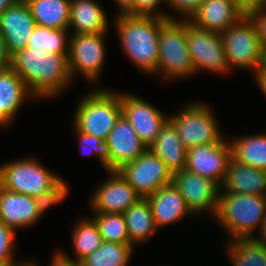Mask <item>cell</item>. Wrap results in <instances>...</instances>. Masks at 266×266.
<instances>
[{"instance_id": "obj_6", "label": "cell", "mask_w": 266, "mask_h": 266, "mask_svg": "<svg viewBox=\"0 0 266 266\" xmlns=\"http://www.w3.org/2000/svg\"><path fill=\"white\" fill-rule=\"evenodd\" d=\"M229 71L246 70L253 74L265 62L263 50L255 22L244 16L220 34ZM235 69V70H233Z\"/></svg>"}, {"instance_id": "obj_2", "label": "cell", "mask_w": 266, "mask_h": 266, "mask_svg": "<svg viewBox=\"0 0 266 266\" xmlns=\"http://www.w3.org/2000/svg\"><path fill=\"white\" fill-rule=\"evenodd\" d=\"M113 17L124 56L137 69L152 76L159 59L160 28L167 19L129 14H115Z\"/></svg>"}, {"instance_id": "obj_8", "label": "cell", "mask_w": 266, "mask_h": 266, "mask_svg": "<svg viewBox=\"0 0 266 266\" xmlns=\"http://www.w3.org/2000/svg\"><path fill=\"white\" fill-rule=\"evenodd\" d=\"M61 179V176L31 156L0 165V186L33 198L52 189Z\"/></svg>"}, {"instance_id": "obj_22", "label": "cell", "mask_w": 266, "mask_h": 266, "mask_svg": "<svg viewBox=\"0 0 266 266\" xmlns=\"http://www.w3.org/2000/svg\"><path fill=\"white\" fill-rule=\"evenodd\" d=\"M29 98L35 99L18 73L12 68L0 71V119L8 127Z\"/></svg>"}, {"instance_id": "obj_21", "label": "cell", "mask_w": 266, "mask_h": 266, "mask_svg": "<svg viewBox=\"0 0 266 266\" xmlns=\"http://www.w3.org/2000/svg\"><path fill=\"white\" fill-rule=\"evenodd\" d=\"M109 26V17L99 1L71 0L68 27L70 34L108 33Z\"/></svg>"}, {"instance_id": "obj_42", "label": "cell", "mask_w": 266, "mask_h": 266, "mask_svg": "<svg viewBox=\"0 0 266 266\" xmlns=\"http://www.w3.org/2000/svg\"><path fill=\"white\" fill-rule=\"evenodd\" d=\"M253 76L259 89L263 92L262 94L266 97V64L259 65L253 73Z\"/></svg>"}, {"instance_id": "obj_19", "label": "cell", "mask_w": 266, "mask_h": 266, "mask_svg": "<svg viewBox=\"0 0 266 266\" xmlns=\"http://www.w3.org/2000/svg\"><path fill=\"white\" fill-rule=\"evenodd\" d=\"M33 197L14 193L0 186V221L15 231L40 222Z\"/></svg>"}, {"instance_id": "obj_11", "label": "cell", "mask_w": 266, "mask_h": 266, "mask_svg": "<svg viewBox=\"0 0 266 266\" xmlns=\"http://www.w3.org/2000/svg\"><path fill=\"white\" fill-rule=\"evenodd\" d=\"M118 171L142 198L172 183V173L166 164L148 148L136 160L126 163Z\"/></svg>"}, {"instance_id": "obj_25", "label": "cell", "mask_w": 266, "mask_h": 266, "mask_svg": "<svg viewBox=\"0 0 266 266\" xmlns=\"http://www.w3.org/2000/svg\"><path fill=\"white\" fill-rule=\"evenodd\" d=\"M130 242L136 247L145 244L157 232L150 203L146 198L139 199L124 213Z\"/></svg>"}, {"instance_id": "obj_27", "label": "cell", "mask_w": 266, "mask_h": 266, "mask_svg": "<svg viewBox=\"0 0 266 266\" xmlns=\"http://www.w3.org/2000/svg\"><path fill=\"white\" fill-rule=\"evenodd\" d=\"M36 25L51 29H68L71 0H25Z\"/></svg>"}, {"instance_id": "obj_32", "label": "cell", "mask_w": 266, "mask_h": 266, "mask_svg": "<svg viewBox=\"0 0 266 266\" xmlns=\"http://www.w3.org/2000/svg\"><path fill=\"white\" fill-rule=\"evenodd\" d=\"M102 236L103 241L112 243H131L123 214L93 213L91 217Z\"/></svg>"}, {"instance_id": "obj_20", "label": "cell", "mask_w": 266, "mask_h": 266, "mask_svg": "<svg viewBox=\"0 0 266 266\" xmlns=\"http://www.w3.org/2000/svg\"><path fill=\"white\" fill-rule=\"evenodd\" d=\"M146 199L150 203L158 230L167 225H174L185 217H193L186 207L179 189L173 183L161 187L154 194L147 196Z\"/></svg>"}, {"instance_id": "obj_18", "label": "cell", "mask_w": 266, "mask_h": 266, "mask_svg": "<svg viewBox=\"0 0 266 266\" xmlns=\"http://www.w3.org/2000/svg\"><path fill=\"white\" fill-rule=\"evenodd\" d=\"M244 16L235 0H203L189 22L200 29L221 34Z\"/></svg>"}, {"instance_id": "obj_45", "label": "cell", "mask_w": 266, "mask_h": 266, "mask_svg": "<svg viewBox=\"0 0 266 266\" xmlns=\"http://www.w3.org/2000/svg\"><path fill=\"white\" fill-rule=\"evenodd\" d=\"M19 0H0V14Z\"/></svg>"}, {"instance_id": "obj_48", "label": "cell", "mask_w": 266, "mask_h": 266, "mask_svg": "<svg viewBox=\"0 0 266 266\" xmlns=\"http://www.w3.org/2000/svg\"><path fill=\"white\" fill-rule=\"evenodd\" d=\"M1 127L4 129V127L7 128L8 126L0 119V128Z\"/></svg>"}, {"instance_id": "obj_28", "label": "cell", "mask_w": 266, "mask_h": 266, "mask_svg": "<svg viewBox=\"0 0 266 266\" xmlns=\"http://www.w3.org/2000/svg\"><path fill=\"white\" fill-rule=\"evenodd\" d=\"M77 222V223H76ZM74 222L75 226L72 227L71 240L72 247L75 255L71 256L59 249L66 257L75 261L81 262L88 255L94 253L103 243L102 236L99 233L95 221L89 217H80L78 221ZM63 250V251H62Z\"/></svg>"}, {"instance_id": "obj_40", "label": "cell", "mask_w": 266, "mask_h": 266, "mask_svg": "<svg viewBox=\"0 0 266 266\" xmlns=\"http://www.w3.org/2000/svg\"><path fill=\"white\" fill-rule=\"evenodd\" d=\"M49 266H82L81 262L66 257L59 248L53 252Z\"/></svg>"}, {"instance_id": "obj_39", "label": "cell", "mask_w": 266, "mask_h": 266, "mask_svg": "<svg viewBox=\"0 0 266 266\" xmlns=\"http://www.w3.org/2000/svg\"><path fill=\"white\" fill-rule=\"evenodd\" d=\"M238 8L246 15L249 16L254 11L266 7V0H235Z\"/></svg>"}, {"instance_id": "obj_31", "label": "cell", "mask_w": 266, "mask_h": 266, "mask_svg": "<svg viewBox=\"0 0 266 266\" xmlns=\"http://www.w3.org/2000/svg\"><path fill=\"white\" fill-rule=\"evenodd\" d=\"M70 31L37 25L32 31L27 47L44 49L50 53L68 54Z\"/></svg>"}, {"instance_id": "obj_16", "label": "cell", "mask_w": 266, "mask_h": 266, "mask_svg": "<svg viewBox=\"0 0 266 266\" xmlns=\"http://www.w3.org/2000/svg\"><path fill=\"white\" fill-rule=\"evenodd\" d=\"M36 26L31 9L25 0H19L0 14V34L11 56L27 47Z\"/></svg>"}, {"instance_id": "obj_3", "label": "cell", "mask_w": 266, "mask_h": 266, "mask_svg": "<svg viewBox=\"0 0 266 266\" xmlns=\"http://www.w3.org/2000/svg\"><path fill=\"white\" fill-rule=\"evenodd\" d=\"M265 213L266 196L219 191L213 219L225 229L228 240L251 239L257 234Z\"/></svg>"}, {"instance_id": "obj_13", "label": "cell", "mask_w": 266, "mask_h": 266, "mask_svg": "<svg viewBox=\"0 0 266 266\" xmlns=\"http://www.w3.org/2000/svg\"><path fill=\"white\" fill-rule=\"evenodd\" d=\"M107 178L93 190L89 198L92 213L123 214L142 197L118 170H106Z\"/></svg>"}, {"instance_id": "obj_30", "label": "cell", "mask_w": 266, "mask_h": 266, "mask_svg": "<svg viewBox=\"0 0 266 266\" xmlns=\"http://www.w3.org/2000/svg\"><path fill=\"white\" fill-rule=\"evenodd\" d=\"M135 246L132 243L105 242L91 255L84 258L82 266H128Z\"/></svg>"}, {"instance_id": "obj_15", "label": "cell", "mask_w": 266, "mask_h": 266, "mask_svg": "<svg viewBox=\"0 0 266 266\" xmlns=\"http://www.w3.org/2000/svg\"><path fill=\"white\" fill-rule=\"evenodd\" d=\"M231 158L229 139L224 138L220 143L187 149L185 170L208 178L220 187Z\"/></svg>"}, {"instance_id": "obj_14", "label": "cell", "mask_w": 266, "mask_h": 266, "mask_svg": "<svg viewBox=\"0 0 266 266\" xmlns=\"http://www.w3.org/2000/svg\"><path fill=\"white\" fill-rule=\"evenodd\" d=\"M119 96L122 114L131 123L138 137L148 148L169 120V115H165L155 105L134 95V93L119 91Z\"/></svg>"}, {"instance_id": "obj_35", "label": "cell", "mask_w": 266, "mask_h": 266, "mask_svg": "<svg viewBox=\"0 0 266 266\" xmlns=\"http://www.w3.org/2000/svg\"><path fill=\"white\" fill-rule=\"evenodd\" d=\"M16 237V231L0 221V263L17 262L15 259Z\"/></svg>"}, {"instance_id": "obj_10", "label": "cell", "mask_w": 266, "mask_h": 266, "mask_svg": "<svg viewBox=\"0 0 266 266\" xmlns=\"http://www.w3.org/2000/svg\"><path fill=\"white\" fill-rule=\"evenodd\" d=\"M186 40L194 71L230 74L220 33L200 29L186 21Z\"/></svg>"}, {"instance_id": "obj_41", "label": "cell", "mask_w": 266, "mask_h": 266, "mask_svg": "<svg viewBox=\"0 0 266 266\" xmlns=\"http://www.w3.org/2000/svg\"><path fill=\"white\" fill-rule=\"evenodd\" d=\"M11 55L8 52L6 43L0 34V71L11 68Z\"/></svg>"}, {"instance_id": "obj_29", "label": "cell", "mask_w": 266, "mask_h": 266, "mask_svg": "<svg viewBox=\"0 0 266 266\" xmlns=\"http://www.w3.org/2000/svg\"><path fill=\"white\" fill-rule=\"evenodd\" d=\"M224 243L232 266H266V247L251 239H233Z\"/></svg>"}, {"instance_id": "obj_24", "label": "cell", "mask_w": 266, "mask_h": 266, "mask_svg": "<svg viewBox=\"0 0 266 266\" xmlns=\"http://www.w3.org/2000/svg\"><path fill=\"white\" fill-rule=\"evenodd\" d=\"M148 149L166 164L172 174L185 170L187 148L178 137L176 127L170 120L164 124Z\"/></svg>"}, {"instance_id": "obj_44", "label": "cell", "mask_w": 266, "mask_h": 266, "mask_svg": "<svg viewBox=\"0 0 266 266\" xmlns=\"http://www.w3.org/2000/svg\"><path fill=\"white\" fill-rule=\"evenodd\" d=\"M252 239L266 247V213L264 215L262 224L260 225V228L258 230V234H255Z\"/></svg>"}, {"instance_id": "obj_37", "label": "cell", "mask_w": 266, "mask_h": 266, "mask_svg": "<svg viewBox=\"0 0 266 266\" xmlns=\"http://www.w3.org/2000/svg\"><path fill=\"white\" fill-rule=\"evenodd\" d=\"M202 2L203 0H166V7H170V12L173 10L179 14L176 20L189 21Z\"/></svg>"}, {"instance_id": "obj_1", "label": "cell", "mask_w": 266, "mask_h": 266, "mask_svg": "<svg viewBox=\"0 0 266 266\" xmlns=\"http://www.w3.org/2000/svg\"><path fill=\"white\" fill-rule=\"evenodd\" d=\"M11 68L22 78L35 102L57 98L73 83L68 54L26 47L12 55Z\"/></svg>"}, {"instance_id": "obj_46", "label": "cell", "mask_w": 266, "mask_h": 266, "mask_svg": "<svg viewBox=\"0 0 266 266\" xmlns=\"http://www.w3.org/2000/svg\"><path fill=\"white\" fill-rule=\"evenodd\" d=\"M36 260L34 259H30V260H19L15 263L14 266H40V263L35 262Z\"/></svg>"}, {"instance_id": "obj_5", "label": "cell", "mask_w": 266, "mask_h": 266, "mask_svg": "<svg viewBox=\"0 0 266 266\" xmlns=\"http://www.w3.org/2000/svg\"><path fill=\"white\" fill-rule=\"evenodd\" d=\"M175 81L196 75L186 40V21L167 20L159 32V59L152 75Z\"/></svg>"}, {"instance_id": "obj_38", "label": "cell", "mask_w": 266, "mask_h": 266, "mask_svg": "<svg viewBox=\"0 0 266 266\" xmlns=\"http://www.w3.org/2000/svg\"><path fill=\"white\" fill-rule=\"evenodd\" d=\"M249 16L257 26L261 46L266 51V7L254 11Z\"/></svg>"}, {"instance_id": "obj_47", "label": "cell", "mask_w": 266, "mask_h": 266, "mask_svg": "<svg viewBox=\"0 0 266 266\" xmlns=\"http://www.w3.org/2000/svg\"><path fill=\"white\" fill-rule=\"evenodd\" d=\"M16 262H2L0 266H14Z\"/></svg>"}, {"instance_id": "obj_4", "label": "cell", "mask_w": 266, "mask_h": 266, "mask_svg": "<svg viewBox=\"0 0 266 266\" xmlns=\"http://www.w3.org/2000/svg\"><path fill=\"white\" fill-rule=\"evenodd\" d=\"M78 100L72 124L80 131L107 140L122 115L119 91L95 87Z\"/></svg>"}, {"instance_id": "obj_26", "label": "cell", "mask_w": 266, "mask_h": 266, "mask_svg": "<svg viewBox=\"0 0 266 266\" xmlns=\"http://www.w3.org/2000/svg\"><path fill=\"white\" fill-rule=\"evenodd\" d=\"M247 135L229 139L232 158L238 163L266 171V134Z\"/></svg>"}, {"instance_id": "obj_43", "label": "cell", "mask_w": 266, "mask_h": 266, "mask_svg": "<svg viewBox=\"0 0 266 266\" xmlns=\"http://www.w3.org/2000/svg\"><path fill=\"white\" fill-rule=\"evenodd\" d=\"M112 1L118 7V10L116 11L117 13L115 14L132 15V0H112Z\"/></svg>"}, {"instance_id": "obj_17", "label": "cell", "mask_w": 266, "mask_h": 266, "mask_svg": "<svg viewBox=\"0 0 266 266\" xmlns=\"http://www.w3.org/2000/svg\"><path fill=\"white\" fill-rule=\"evenodd\" d=\"M107 142L110 150V170H119L147 150V146L123 114L111 129Z\"/></svg>"}, {"instance_id": "obj_33", "label": "cell", "mask_w": 266, "mask_h": 266, "mask_svg": "<svg viewBox=\"0 0 266 266\" xmlns=\"http://www.w3.org/2000/svg\"><path fill=\"white\" fill-rule=\"evenodd\" d=\"M72 129L75 131V136L79 144L80 151L83 155L95 156L103 169L110 170V150L107 140L88 135L78 130L73 124Z\"/></svg>"}, {"instance_id": "obj_7", "label": "cell", "mask_w": 266, "mask_h": 266, "mask_svg": "<svg viewBox=\"0 0 266 266\" xmlns=\"http://www.w3.org/2000/svg\"><path fill=\"white\" fill-rule=\"evenodd\" d=\"M214 113L211 105L194 100L184 104L177 113L170 114L169 120L176 127L182 143L189 149L199 145L220 143L225 138Z\"/></svg>"}, {"instance_id": "obj_12", "label": "cell", "mask_w": 266, "mask_h": 266, "mask_svg": "<svg viewBox=\"0 0 266 266\" xmlns=\"http://www.w3.org/2000/svg\"><path fill=\"white\" fill-rule=\"evenodd\" d=\"M172 183L179 189L186 207L194 216L208 214L214 218L220 187L212 180L181 170L172 174Z\"/></svg>"}, {"instance_id": "obj_34", "label": "cell", "mask_w": 266, "mask_h": 266, "mask_svg": "<svg viewBox=\"0 0 266 266\" xmlns=\"http://www.w3.org/2000/svg\"><path fill=\"white\" fill-rule=\"evenodd\" d=\"M69 183L62 178L52 189L34 197L36 209L41 218L57 204L64 202L69 195Z\"/></svg>"}, {"instance_id": "obj_23", "label": "cell", "mask_w": 266, "mask_h": 266, "mask_svg": "<svg viewBox=\"0 0 266 266\" xmlns=\"http://www.w3.org/2000/svg\"><path fill=\"white\" fill-rule=\"evenodd\" d=\"M220 191L266 196V171L238 163L231 158Z\"/></svg>"}, {"instance_id": "obj_36", "label": "cell", "mask_w": 266, "mask_h": 266, "mask_svg": "<svg viewBox=\"0 0 266 266\" xmlns=\"http://www.w3.org/2000/svg\"><path fill=\"white\" fill-rule=\"evenodd\" d=\"M164 3V4H163ZM166 6V0H132V15L157 16L167 20H176L159 7Z\"/></svg>"}, {"instance_id": "obj_9", "label": "cell", "mask_w": 266, "mask_h": 266, "mask_svg": "<svg viewBox=\"0 0 266 266\" xmlns=\"http://www.w3.org/2000/svg\"><path fill=\"white\" fill-rule=\"evenodd\" d=\"M106 36L107 33L70 35L68 68L73 82L82 75L94 87L99 84L107 59Z\"/></svg>"}]
</instances>
